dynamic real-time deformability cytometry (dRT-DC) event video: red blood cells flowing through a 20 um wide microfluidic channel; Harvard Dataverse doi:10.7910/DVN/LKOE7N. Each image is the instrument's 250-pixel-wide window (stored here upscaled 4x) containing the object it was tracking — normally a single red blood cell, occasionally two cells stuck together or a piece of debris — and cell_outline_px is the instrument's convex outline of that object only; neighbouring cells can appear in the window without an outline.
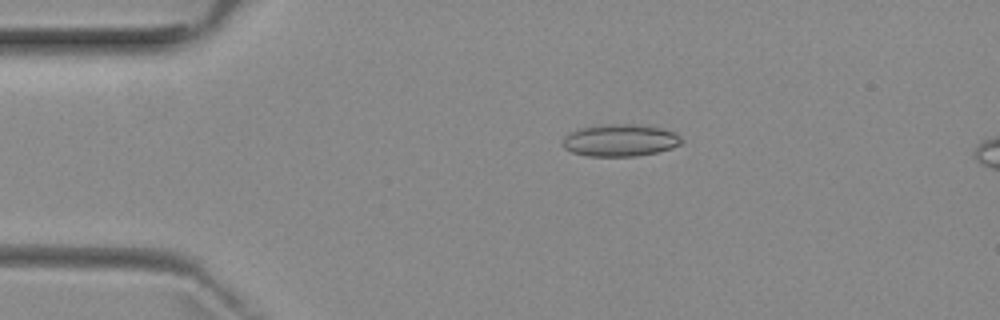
{"species": "common noctule bat (a hibernating species)", "species_latin": "Nyctalus noctula", "temperature_condition": "room temperature", "stored_images_in_passage": 5, "camera_frame_rate_fps": 3000, "um_per_image_px": 0.085, "animal": {"sex": "female", "body_mass_g": 29.2, "forearm_length_mm": 56.3}, "frame": {"image": 1, "passage_image": 3, "time_ms": 2.333, "image_size_px": [1000, 320], "cell_outline_px": [[684, 140], [680, 144], [672, 148], [656, 152], [636, 156], [588, 156], [572, 152], [564, 148], [564, 136], [568, 132], [580, 128], [608, 124], [636, 124], [660, 128], [676, 132]], "centroid_in_image_um": [52.73, 11.92], "position_along_channel_um": 32.3, "area_um2": 22.25}}